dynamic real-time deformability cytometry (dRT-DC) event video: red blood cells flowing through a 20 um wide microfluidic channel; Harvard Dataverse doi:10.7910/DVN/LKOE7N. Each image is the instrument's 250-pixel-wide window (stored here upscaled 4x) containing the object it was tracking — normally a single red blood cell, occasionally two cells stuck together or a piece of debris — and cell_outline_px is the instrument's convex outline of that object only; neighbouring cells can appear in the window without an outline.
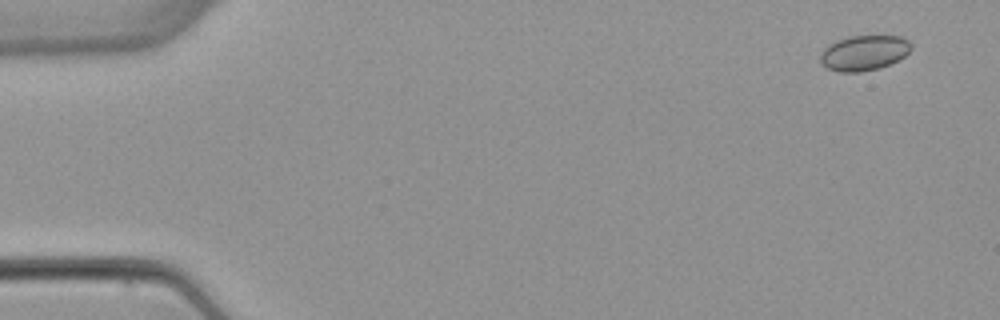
{"species": "common noctule bat (a hibernating species)", "species_latin": "Nyctalus noctula", "temperature_condition": "warm", "stored_images_in_passage": 6, "camera_frame_rate_fps": 3000, "um_per_image_px": 0.085, "animal": {"sex": "female", "body_mass_g": 22.7, "forearm_length_mm": 54.2}, "frame": {"image": 1, "passage_image": 1, "time_ms": 0.0, "image_size_px": [1000, 320], "cell_outline_px": [[912, 48], [904, 56], [880, 68], [860, 72], [840, 72], [828, 68], [820, 60], [820, 52], [828, 44], [848, 36], [900, 36], [908, 40], [912, 44]], "centroid_in_image_um": [73.43, 4.48], "position_along_channel_um": 11.6, "area_um2": 18.55}}
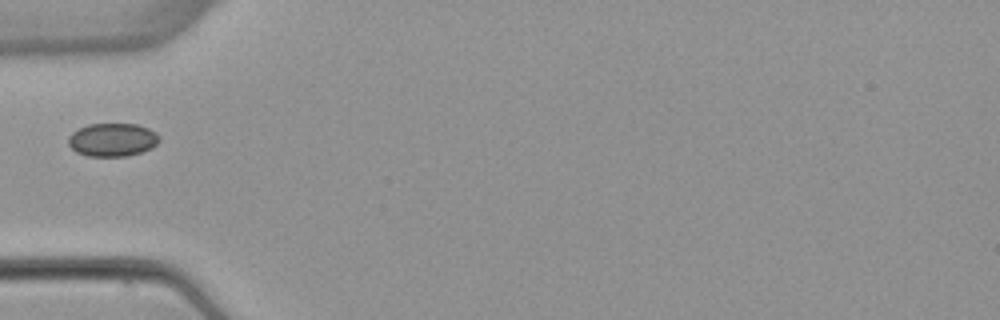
{"frame": {"image": 2, "passage_image": 5, "time_ms": 5.0, "image_size_px": [1000, 320], "cell_outline_px": [[160, 140], [152, 148], [140, 152], [124, 156], [88, 156], [76, 152], [68, 144], [68, 136], [72, 132], [88, 124], [136, 124], [148, 128], [156, 132], [160, 136]], "centroid_in_image_um": [9.56, 11.87], "position_along_channel_um": 75.4, "area_um2": 17.63}}
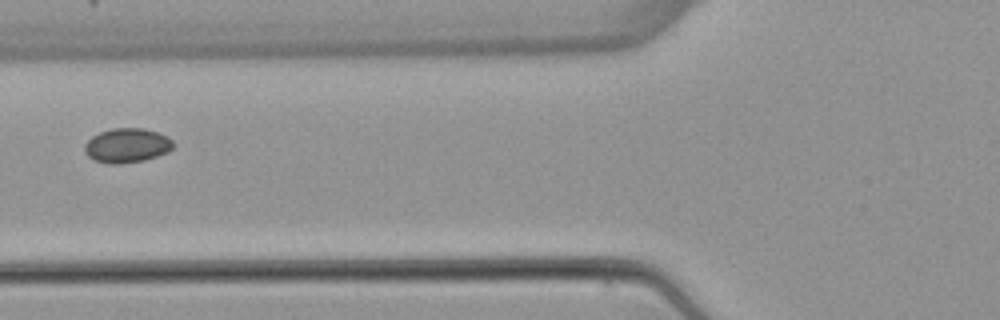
{"frame": {"image": 3, "passage_image": 6, "time_ms": 6.0, "image_size_px": [1000, 320], "cell_outline_px": [[176, 144], [168, 152], [144, 160], [120, 164], [108, 164], [92, 160], [84, 152], [84, 144], [92, 136], [100, 132], [112, 128], [144, 128], [168, 136]], "centroid_in_image_um": [10.78, 12.37], "position_along_channel_um": 115.0, "area_um2": 17.98}}